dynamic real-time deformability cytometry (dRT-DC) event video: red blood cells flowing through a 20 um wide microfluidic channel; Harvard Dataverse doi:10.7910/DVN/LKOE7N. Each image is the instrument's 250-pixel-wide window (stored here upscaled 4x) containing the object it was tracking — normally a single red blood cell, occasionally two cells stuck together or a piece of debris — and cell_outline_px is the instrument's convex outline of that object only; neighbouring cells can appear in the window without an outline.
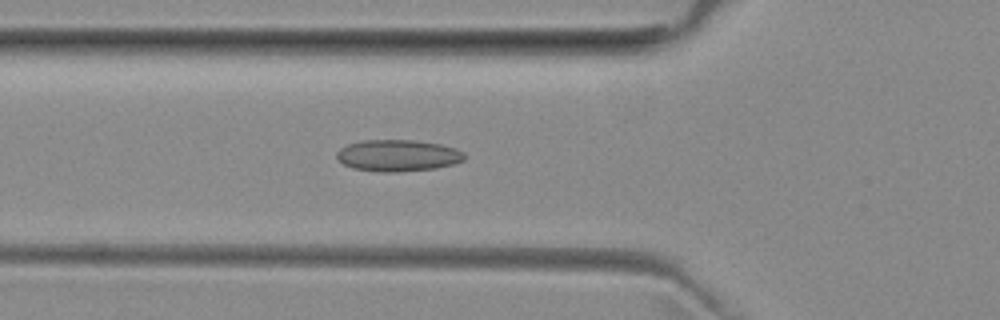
{"species": "common noctule bat (a hibernating species)", "species_latin": "Nyctalus noctula", "temperature_condition": "room temperature", "stored_images_in_passage": 52, "camera_frame_rate_fps": 3000, "um_per_image_px": 0.085, "animal": {"sex": "female", "body_mass_g": 29.2, "forearm_length_mm": 56.3}, "frame": {"image": 1, "passage_image": 18, "time_ms": 5.667, "image_size_px": [1000, 320], "cell_outline_px": [[464, 160], [452, 164], [436, 168], [400, 172], [380, 172], [352, 168], [344, 164], [336, 156], [336, 152], [340, 148], [348, 144], [364, 140], [416, 140], [440, 144], [456, 148], [464, 152]], "centroid_in_image_um": [33.82, 13.22], "position_along_channel_um": 92.0, "area_um2": 23.58}}
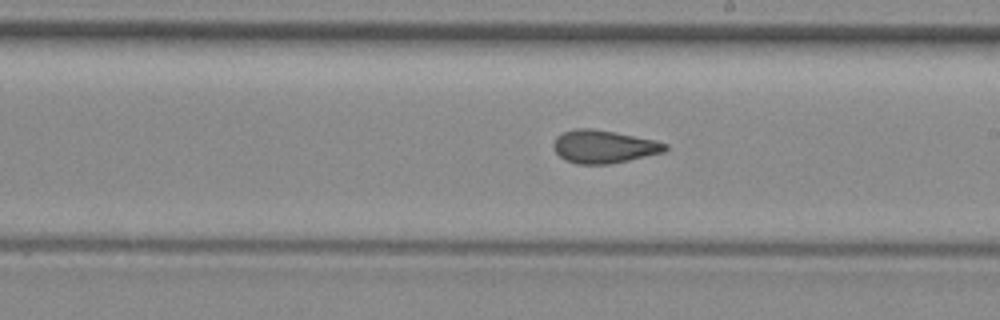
{"frame": {"image": 2, "passage_image": 29, "time_ms": 9.333, "image_size_px": [1000, 320], "cell_outline_px": [[668, 148], [664, 152], [628, 160], [608, 164], [576, 164], [564, 160], [556, 152], [552, 144], [556, 136], [564, 132], [576, 128], [588, 128], [612, 132], [656, 140], [668, 144]], "centroid_in_image_um": [51.3, 12.47], "position_along_channel_um": 237.7, "area_um2": 21.33}}
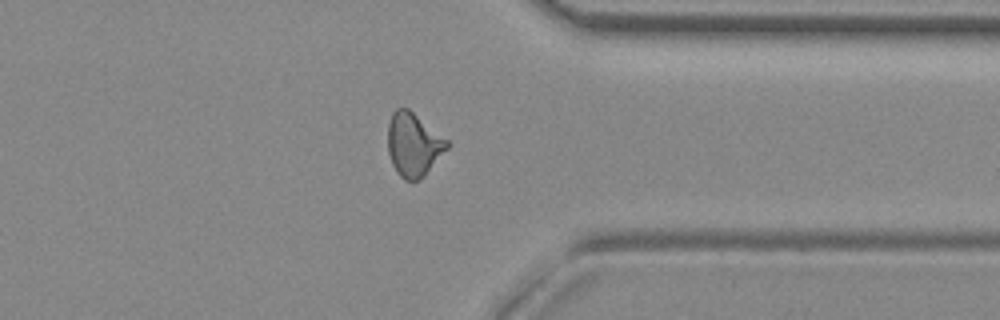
{"frame": {"image": 3, "passage_image": 40, "time_ms": 13.0, "image_size_px": [1000, 320], "cell_outline_px": [[452, 144], [424, 176], [420, 180], [404, 180], [396, 172], [392, 164], [388, 152], [388, 124], [392, 112], [396, 108], [408, 108], [448, 140]], "centroid_in_image_um": [35.15, 12.3], "position_along_channel_um": 376.2, "area_um2": 22.02}, "authors_computed_cell_mechanics": {"area_um2": 21.9929, "velocity_mm_per_s": 3.9568, "shape_relaxation_time_tau1_ms": null, "shape_relaxation_time_tau2_ms": 1.8099, "deformation_change_tau1": null, "deformation_change_tau2": 0.0922}}